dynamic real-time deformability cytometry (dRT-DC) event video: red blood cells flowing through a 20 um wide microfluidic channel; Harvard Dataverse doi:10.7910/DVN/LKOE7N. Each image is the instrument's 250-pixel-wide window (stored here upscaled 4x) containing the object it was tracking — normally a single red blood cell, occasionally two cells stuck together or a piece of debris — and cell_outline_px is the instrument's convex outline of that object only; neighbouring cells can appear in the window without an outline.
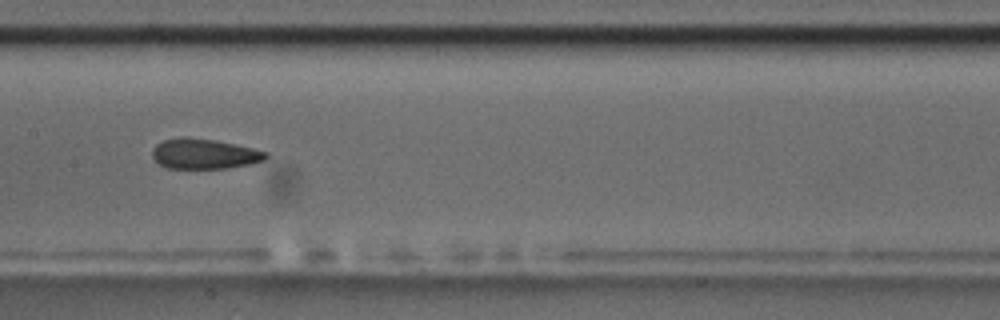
{"species": "common noctule bat (a hibernating species)", "species_latin": "Nyctalus noctula", "temperature_condition": "room temperature", "stored_images_in_passage": 49, "camera_frame_rate_fps": 3000, "um_per_image_px": 0.085, "animal": {"sex": "male", "body_mass_g": 17.5, "forearm_length_mm": 52.3}, "frame": {"image": 1, "passage_image": 22, "time_ms": 7.0, "image_size_px": [1000, 320], "cell_outline_px": [[268, 156], [264, 160], [252, 164], [228, 168], [168, 168], [160, 164], [152, 156], [152, 148], [156, 144], [164, 140], [180, 136], [188, 136], [216, 140], [252, 148], [268, 152]], "centroid_in_image_um": [17.36, 13.06], "position_along_channel_um": 190.0, "area_um2": 20.11}, "authors_computed_cell_mechanics": {"area_um2": 20.6346, "velocity_mm_per_s": 3.7083, "shape_relaxation_time_tau1_ms": 5.8727, "shape_relaxation_time_tau2_ms": 3.6325, "deformation_change_tau1": 0.1254, "deformation_change_tau2": 0.0982}}